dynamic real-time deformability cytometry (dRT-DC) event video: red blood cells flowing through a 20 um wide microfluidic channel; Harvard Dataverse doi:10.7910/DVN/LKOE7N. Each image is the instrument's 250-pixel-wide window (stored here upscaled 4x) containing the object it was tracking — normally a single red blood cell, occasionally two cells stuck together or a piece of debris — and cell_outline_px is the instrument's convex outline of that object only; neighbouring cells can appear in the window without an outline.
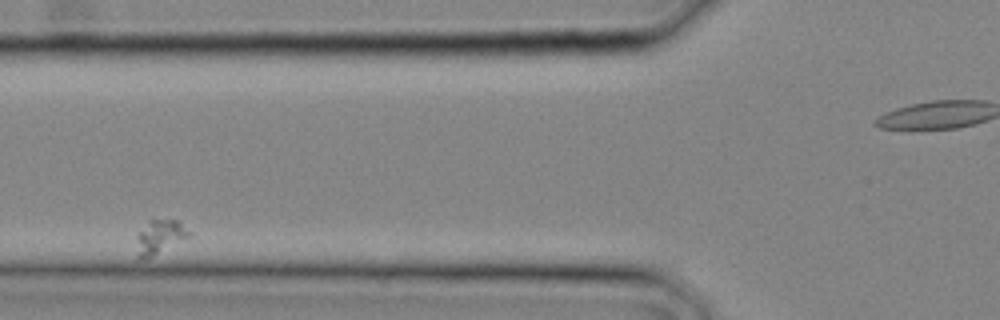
{"species": "common noctule bat (a hibernating species)", "species_latin": "Nyctalus noctula", "temperature_condition": "cold", "stored_images_in_passage": 5, "segment_of_instrument_passage": [1, 2], "camera_frame_rate_fps": 3000, "um_per_image_px": 0.085, "animal": {"sex": "male", "body_mass_g": 20.4}, "frame": {"image": 1, "passage_image": 3, "time_ms": 0.667, "image_size_px": [1000, 320], "cell_outline_px": [[192, 236], [144, 260], [136, 260], [136, 256], [140, 232], [148, 220], [176, 220], [192, 232]], "centroid_in_image_um": [13.61, 20.17], "position_along_channel_um": 112.2, "area_um2": 10.29}}